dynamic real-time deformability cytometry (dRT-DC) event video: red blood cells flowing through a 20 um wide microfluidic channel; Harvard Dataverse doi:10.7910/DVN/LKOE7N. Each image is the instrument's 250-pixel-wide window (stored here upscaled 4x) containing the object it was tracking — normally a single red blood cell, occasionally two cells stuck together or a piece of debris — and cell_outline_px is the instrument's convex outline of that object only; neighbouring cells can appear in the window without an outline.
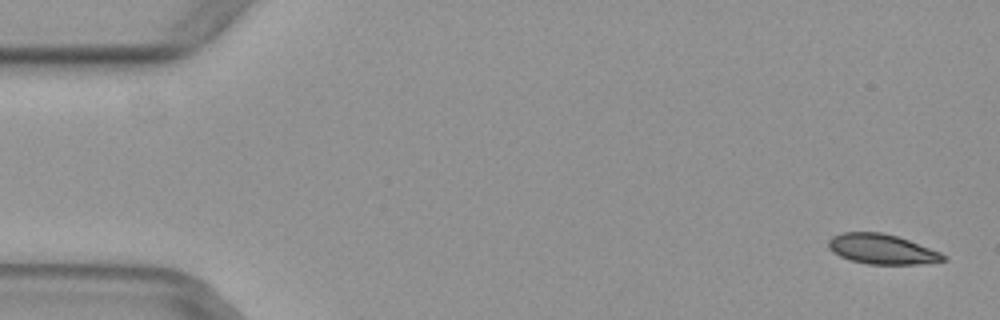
{"species": "common noctule bat (a hibernating species)", "species_latin": "Nyctalus noctula", "temperature_condition": "warm", "stored_images_in_passage": 9, "camera_frame_rate_fps": 3000, "um_per_image_px": 0.085, "animal": {"sex": "female", "body_mass_g": 29.2, "forearm_length_mm": 56.3}, "frame": {"image": 1, "passage_image": 2, "time_ms": 0.333, "image_size_px": [1000, 320], "cell_outline_px": [[948, 260], [920, 264], [868, 264], [848, 260], [832, 252], [828, 248], [828, 240], [832, 236], [840, 232], [880, 232], [896, 236], [908, 240], [940, 252], [948, 256]], "centroid_in_image_um": [74.94, 21.18], "position_along_channel_um": 10.1, "area_um2": 20.17}}